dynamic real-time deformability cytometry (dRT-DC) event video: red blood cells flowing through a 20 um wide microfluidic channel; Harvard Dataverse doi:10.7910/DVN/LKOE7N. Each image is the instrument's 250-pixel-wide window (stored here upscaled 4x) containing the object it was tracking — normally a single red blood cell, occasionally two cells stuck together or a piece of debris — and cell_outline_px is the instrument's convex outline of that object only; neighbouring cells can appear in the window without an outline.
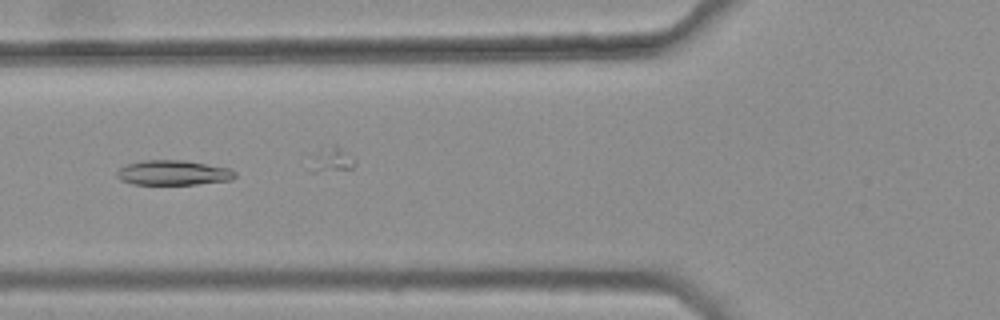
{"species": "common noctule bat (a hibernating species)", "species_latin": "Nyctalus noctula", "temperature_condition": "warm", "stored_images_in_passage": 33, "camera_frame_rate_fps": 3000, "um_per_image_px": 0.085, "animal": {"sex": "female", "body_mass_g": 25.1}, "frame": {"image": 1, "passage_image": 6, "time_ms": 1.667, "image_size_px": [1000, 320], "cell_outline_px": [[236, 176], [232, 180], [196, 184], [132, 184], [120, 180], [116, 176], [116, 172], [120, 168], [128, 164], [144, 160], [184, 160], [228, 168], [236, 172]], "centroid_in_image_um": [14.72, 14.68], "position_along_channel_um": 111.1, "area_um2": 17.05}}
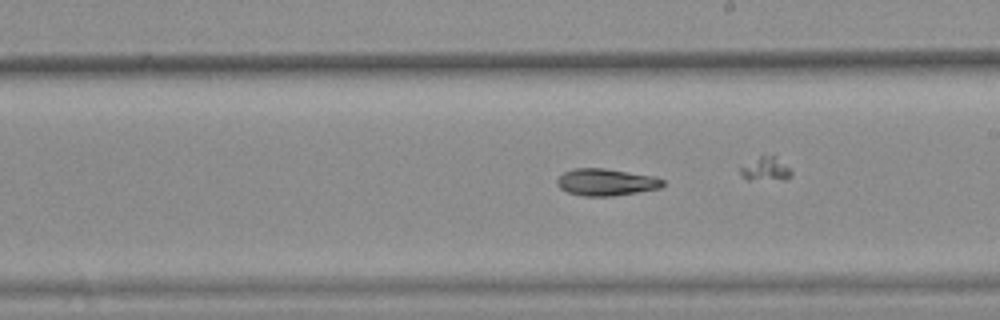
{"frame": {"image": 2, "passage_image": 16, "time_ms": 5.0, "image_size_px": [1000, 320], "cell_outline_px": [[664, 184], [660, 188], [612, 196], [584, 196], [568, 192], [560, 188], [556, 184], [556, 180], [564, 172], [572, 168], [604, 168], [656, 176], [664, 180]], "centroid_in_image_um": [51.51, 15.47], "position_along_channel_um": 237.5, "area_um2": 16.65}}
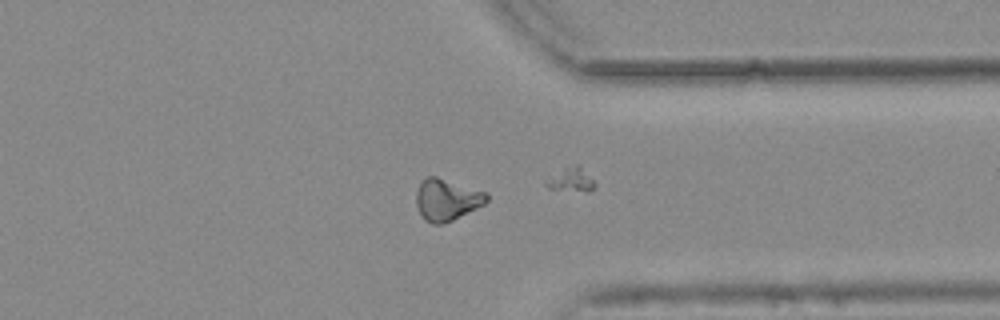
{"frame": {"image": 3, "passage_image": 27, "time_ms": 8.667, "image_size_px": [1000, 320], "cell_outline_px": [[488, 200], [484, 204], [444, 224], [432, 224], [424, 220], [416, 204], [416, 192], [420, 184], [428, 176], [436, 176], [488, 192]], "centroid_in_image_um": [37.98, 16.97], "position_along_channel_um": 373.4, "area_um2": 17.05}}